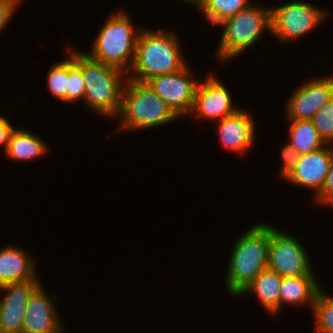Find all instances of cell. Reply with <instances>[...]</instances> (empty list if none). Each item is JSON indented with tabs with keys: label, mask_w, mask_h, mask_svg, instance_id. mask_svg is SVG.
I'll use <instances>...</instances> for the list:
<instances>
[{
	"label": "cell",
	"mask_w": 333,
	"mask_h": 333,
	"mask_svg": "<svg viewBox=\"0 0 333 333\" xmlns=\"http://www.w3.org/2000/svg\"><path fill=\"white\" fill-rule=\"evenodd\" d=\"M298 87L285 102L286 119L312 120L315 113L333 97V74L309 79Z\"/></svg>",
	"instance_id": "obj_11"
},
{
	"label": "cell",
	"mask_w": 333,
	"mask_h": 333,
	"mask_svg": "<svg viewBox=\"0 0 333 333\" xmlns=\"http://www.w3.org/2000/svg\"><path fill=\"white\" fill-rule=\"evenodd\" d=\"M40 284L38 278L0 287V333L22 332L27 302Z\"/></svg>",
	"instance_id": "obj_13"
},
{
	"label": "cell",
	"mask_w": 333,
	"mask_h": 333,
	"mask_svg": "<svg viewBox=\"0 0 333 333\" xmlns=\"http://www.w3.org/2000/svg\"><path fill=\"white\" fill-rule=\"evenodd\" d=\"M49 149L50 146L43 138H40L39 134L37 135L24 127H17L10 136L4 155L10 161L26 163L45 157V154L49 153Z\"/></svg>",
	"instance_id": "obj_18"
},
{
	"label": "cell",
	"mask_w": 333,
	"mask_h": 333,
	"mask_svg": "<svg viewBox=\"0 0 333 333\" xmlns=\"http://www.w3.org/2000/svg\"><path fill=\"white\" fill-rule=\"evenodd\" d=\"M14 244L4 245L0 249V287L9 283L38 279L36 259Z\"/></svg>",
	"instance_id": "obj_16"
},
{
	"label": "cell",
	"mask_w": 333,
	"mask_h": 333,
	"mask_svg": "<svg viewBox=\"0 0 333 333\" xmlns=\"http://www.w3.org/2000/svg\"><path fill=\"white\" fill-rule=\"evenodd\" d=\"M9 121V117L7 119V117L0 114V146L4 148V152L7 149L12 132L16 128V126L12 125Z\"/></svg>",
	"instance_id": "obj_29"
},
{
	"label": "cell",
	"mask_w": 333,
	"mask_h": 333,
	"mask_svg": "<svg viewBox=\"0 0 333 333\" xmlns=\"http://www.w3.org/2000/svg\"><path fill=\"white\" fill-rule=\"evenodd\" d=\"M68 46V47H67ZM66 46L65 53L68 56V84H67V102L75 103L84 101L85 82L83 78V51L78 48H72V45ZM71 46V47H70Z\"/></svg>",
	"instance_id": "obj_21"
},
{
	"label": "cell",
	"mask_w": 333,
	"mask_h": 333,
	"mask_svg": "<svg viewBox=\"0 0 333 333\" xmlns=\"http://www.w3.org/2000/svg\"><path fill=\"white\" fill-rule=\"evenodd\" d=\"M179 41L178 34L173 31L143 27L127 78L145 83L152 77L182 70L189 62Z\"/></svg>",
	"instance_id": "obj_1"
},
{
	"label": "cell",
	"mask_w": 333,
	"mask_h": 333,
	"mask_svg": "<svg viewBox=\"0 0 333 333\" xmlns=\"http://www.w3.org/2000/svg\"><path fill=\"white\" fill-rule=\"evenodd\" d=\"M194 5V8H197V10L200 8V6L203 4L204 0H176V2Z\"/></svg>",
	"instance_id": "obj_30"
},
{
	"label": "cell",
	"mask_w": 333,
	"mask_h": 333,
	"mask_svg": "<svg viewBox=\"0 0 333 333\" xmlns=\"http://www.w3.org/2000/svg\"><path fill=\"white\" fill-rule=\"evenodd\" d=\"M22 2L23 0H0V33L12 22Z\"/></svg>",
	"instance_id": "obj_27"
},
{
	"label": "cell",
	"mask_w": 333,
	"mask_h": 333,
	"mask_svg": "<svg viewBox=\"0 0 333 333\" xmlns=\"http://www.w3.org/2000/svg\"><path fill=\"white\" fill-rule=\"evenodd\" d=\"M44 283L31 294L25 311L23 333H64L66 330L57 309V297L47 293Z\"/></svg>",
	"instance_id": "obj_12"
},
{
	"label": "cell",
	"mask_w": 333,
	"mask_h": 333,
	"mask_svg": "<svg viewBox=\"0 0 333 333\" xmlns=\"http://www.w3.org/2000/svg\"><path fill=\"white\" fill-rule=\"evenodd\" d=\"M253 118L248 110L241 108L235 114L215 122L220 146L235 156L248 153L256 141V122Z\"/></svg>",
	"instance_id": "obj_15"
},
{
	"label": "cell",
	"mask_w": 333,
	"mask_h": 333,
	"mask_svg": "<svg viewBox=\"0 0 333 333\" xmlns=\"http://www.w3.org/2000/svg\"><path fill=\"white\" fill-rule=\"evenodd\" d=\"M280 154L283 162L278 174L280 179L283 178L282 180H284L297 165L300 155L287 142L281 148Z\"/></svg>",
	"instance_id": "obj_26"
},
{
	"label": "cell",
	"mask_w": 333,
	"mask_h": 333,
	"mask_svg": "<svg viewBox=\"0 0 333 333\" xmlns=\"http://www.w3.org/2000/svg\"><path fill=\"white\" fill-rule=\"evenodd\" d=\"M231 95L225 83L210 72L206 79L200 80L193 107L187 117L193 116L198 120H209L215 123L224 117L231 116L241 109L233 104Z\"/></svg>",
	"instance_id": "obj_10"
},
{
	"label": "cell",
	"mask_w": 333,
	"mask_h": 333,
	"mask_svg": "<svg viewBox=\"0 0 333 333\" xmlns=\"http://www.w3.org/2000/svg\"><path fill=\"white\" fill-rule=\"evenodd\" d=\"M84 105L97 116L116 120L121 110L122 91L127 74L89 58L83 52Z\"/></svg>",
	"instance_id": "obj_6"
},
{
	"label": "cell",
	"mask_w": 333,
	"mask_h": 333,
	"mask_svg": "<svg viewBox=\"0 0 333 333\" xmlns=\"http://www.w3.org/2000/svg\"><path fill=\"white\" fill-rule=\"evenodd\" d=\"M316 333H333V295L323 288L319 292L312 312Z\"/></svg>",
	"instance_id": "obj_23"
},
{
	"label": "cell",
	"mask_w": 333,
	"mask_h": 333,
	"mask_svg": "<svg viewBox=\"0 0 333 333\" xmlns=\"http://www.w3.org/2000/svg\"><path fill=\"white\" fill-rule=\"evenodd\" d=\"M250 0H204L198 11L211 27L218 26L222 21L235 16L247 8Z\"/></svg>",
	"instance_id": "obj_22"
},
{
	"label": "cell",
	"mask_w": 333,
	"mask_h": 333,
	"mask_svg": "<svg viewBox=\"0 0 333 333\" xmlns=\"http://www.w3.org/2000/svg\"><path fill=\"white\" fill-rule=\"evenodd\" d=\"M311 121L323 141L333 145V97L315 113Z\"/></svg>",
	"instance_id": "obj_25"
},
{
	"label": "cell",
	"mask_w": 333,
	"mask_h": 333,
	"mask_svg": "<svg viewBox=\"0 0 333 333\" xmlns=\"http://www.w3.org/2000/svg\"><path fill=\"white\" fill-rule=\"evenodd\" d=\"M288 144L301 156L317 151L327 144L320 137L311 120H289Z\"/></svg>",
	"instance_id": "obj_20"
},
{
	"label": "cell",
	"mask_w": 333,
	"mask_h": 333,
	"mask_svg": "<svg viewBox=\"0 0 333 333\" xmlns=\"http://www.w3.org/2000/svg\"><path fill=\"white\" fill-rule=\"evenodd\" d=\"M46 85L54 99L67 103L68 57L56 62L47 72Z\"/></svg>",
	"instance_id": "obj_24"
},
{
	"label": "cell",
	"mask_w": 333,
	"mask_h": 333,
	"mask_svg": "<svg viewBox=\"0 0 333 333\" xmlns=\"http://www.w3.org/2000/svg\"><path fill=\"white\" fill-rule=\"evenodd\" d=\"M263 5L252 3L217 26L223 30L214 55L219 65L234 61L247 49H252L265 32L271 34V9Z\"/></svg>",
	"instance_id": "obj_5"
},
{
	"label": "cell",
	"mask_w": 333,
	"mask_h": 333,
	"mask_svg": "<svg viewBox=\"0 0 333 333\" xmlns=\"http://www.w3.org/2000/svg\"><path fill=\"white\" fill-rule=\"evenodd\" d=\"M332 158L333 145L329 144L317 151L301 155L297 165L283 181L299 188H309L314 194L311 197L315 199L325 185Z\"/></svg>",
	"instance_id": "obj_14"
},
{
	"label": "cell",
	"mask_w": 333,
	"mask_h": 333,
	"mask_svg": "<svg viewBox=\"0 0 333 333\" xmlns=\"http://www.w3.org/2000/svg\"><path fill=\"white\" fill-rule=\"evenodd\" d=\"M187 64L182 70L152 77L145 83L181 119L191 112L195 92L200 82Z\"/></svg>",
	"instance_id": "obj_9"
},
{
	"label": "cell",
	"mask_w": 333,
	"mask_h": 333,
	"mask_svg": "<svg viewBox=\"0 0 333 333\" xmlns=\"http://www.w3.org/2000/svg\"><path fill=\"white\" fill-rule=\"evenodd\" d=\"M271 9V35L278 43L298 40L321 26L330 15L323 7L304 0L289 1ZM279 40V41H278Z\"/></svg>",
	"instance_id": "obj_7"
},
{
	"label": "cell",
	"mask_w": 333,
	"mask_h": 333,
	"mask_svg": "<svg viewBox=\"0 0 333 333\" xmlns=\"http://www.w3.org/2000/svg\"><path fill=\"white\" fill-rule=\"evenodd\" d=\"M304 243L269 223L267 268L282 277L316 276L310 253Z\"/></svg>",
	"instance_id": "obj_8"
},
{
	"label": "cell",
	"mask_w": 333,
	"mask_h": 333,
	"mask_svg": "<svg viewBox=\"0 0 333 333\" xmlns=\"http://www.w3.org/2000/svg\"><path fill=\"white\" fill-rule=\"evenodd\" d=\"M318 206L333 208V158L325 185L321 193L313 200ZM316 202V203H315Z\"/></svg>",
	"instance_id": "obj_28"
},
{
	"label": "cell",
	"mask_w": 333,
	"mask_h": 333,
	"mask_svg": "<svg viewBox=\"0 0 333 333\" xmlns=\"http://www.w3.org/2000/svg\"><path fill=\"white\" fill-rule=\"evenodd\" d=\"M131 18L123 8L116 10L106 18L102 28L95 35L90 52L83 51L84 54L94 61L128 74L134 61L139 33L143 29L133 25Z\"/></svg>",
	"instance_id": "obj_3"
},
{
	"label": "cell",
	"mask_w": 333,
	"mask_h": 333,
	"mask_svg": "<svg viewBox=\"0 0 333 333\" xmlns=\"http://www.w3.org/2000/svg\"><path fill=\"white\" fill-rule=\"evenodd\" d=\"M269 224L254 223L234 242L228 260L225 288L229 296L238 298L243 290L267 268Z\"/></svg>",
	"instance_id": "obj_2"
},
{
	"label": "cell",
	"mask_w": 333,
	"mask_h": 333,
	"mask_svg": "<svg viewBox=\"0 0 333 333\" xmlns=\"http://www.w3.org/2000/svg\"><path fill=\"white\" fill-rule=\"evenodd\" d=\"M282 276L277 272L266 268L243 290L238 296H246L252 293L259 300L261 307L273 317L280 314V284ZM276 314V315H275Z\"/></svg>",
	"instance_id": "obj_19"
},
{
	"label": "cell",
	"mask_w": 333,
	"mask_h": 333,
	"mask_svg": "<svg viewBox=\"0 0 333 333\" xmlns=\"http://www.w3.org/2000/svg\"><path fill=\"white\" fill-rule=\"evenodd\" d=\"M322 288L324 287L321 286L317 276L282 277L279 291L280 313L286 305L296 306L295 308L307 306L312 310Z\"/></svg>",
	"instance_id": "obj_17"
},
{
	"label": "cell",
	"mask_w": 333,
	"mask_h": 333,
	"mask_svg": "<svg viewBox=\"0 0 333 333\" xmlns=\"http://www.w3.org/2000/svg\"><path fill=\"white\" fill-rule=\"evenodd\" d=\"M116 119L119 121L118 134L154 129L180 118L146 83L127 78L122 91L121 110Z\"/></svg>",
	"instance_id": "obj_4"
}]
</instances>
